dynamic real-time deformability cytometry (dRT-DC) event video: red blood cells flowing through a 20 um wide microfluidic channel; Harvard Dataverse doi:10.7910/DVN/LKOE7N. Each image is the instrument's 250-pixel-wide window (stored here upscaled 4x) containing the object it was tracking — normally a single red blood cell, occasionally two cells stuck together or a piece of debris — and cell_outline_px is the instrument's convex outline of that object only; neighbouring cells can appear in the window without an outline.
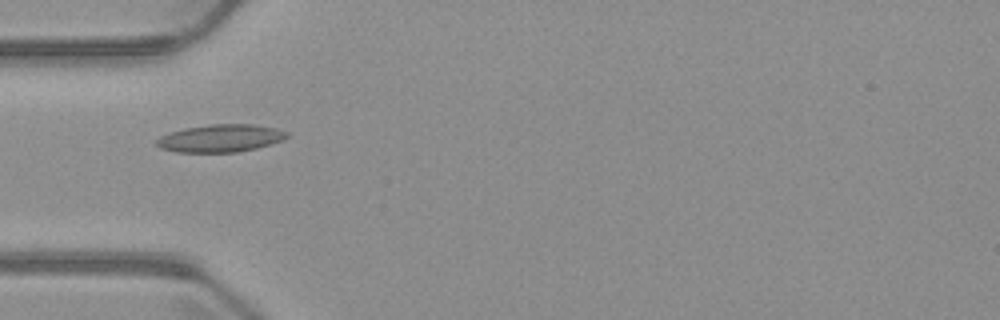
{"species": "common noctule bat (a hibernating species)", "species_latin": "Nyctalus noctula", "temperature_condition": "warm", "stored_images_in_passage": 2, "camera_frame_rate_fps": 3000, "um_per_image_px": 0.085, "animal": {"sex": "male", "body_mass_g": 23.1, "forearm_length_mm": 52.7}, "frame": {"image": 1, "passage_image": 1, "time_ms": 0.0, "image_size_px": [1000, 320], "cell_outline_px": [[292, 136], [284, 140], [256, 148], [236, 152], [176, 152], [160, 148], [156, 144], [156, 140], [160, 136], [168, 132], [184, 128], [208, 124], [252, 124], [276, 128], [288, 132]], "centroid_in_image_um": [18.76, 11.74], "position_along_channel_um": 66.2, "area_um2": 21.21}}
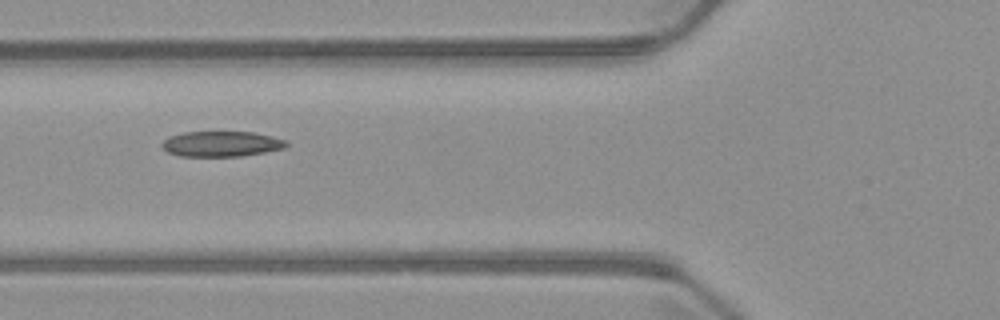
{"frame": {"image": 2, "passage_image": 2, "time_ms": 1.0, "image_size_px": [1000, 320], "cell_outline_px": [[288, 144], [284, 148], [264, 152], [240, 156], [180, 156], [168, 152], [160, 144], [168, 136], [184, 132], [252, 132], [272, 136], [288, 140]], "centroid_in_image_um": [18.82, 12.22], "position_along_channel_um": 107.0, "area_um2": 18.38}}